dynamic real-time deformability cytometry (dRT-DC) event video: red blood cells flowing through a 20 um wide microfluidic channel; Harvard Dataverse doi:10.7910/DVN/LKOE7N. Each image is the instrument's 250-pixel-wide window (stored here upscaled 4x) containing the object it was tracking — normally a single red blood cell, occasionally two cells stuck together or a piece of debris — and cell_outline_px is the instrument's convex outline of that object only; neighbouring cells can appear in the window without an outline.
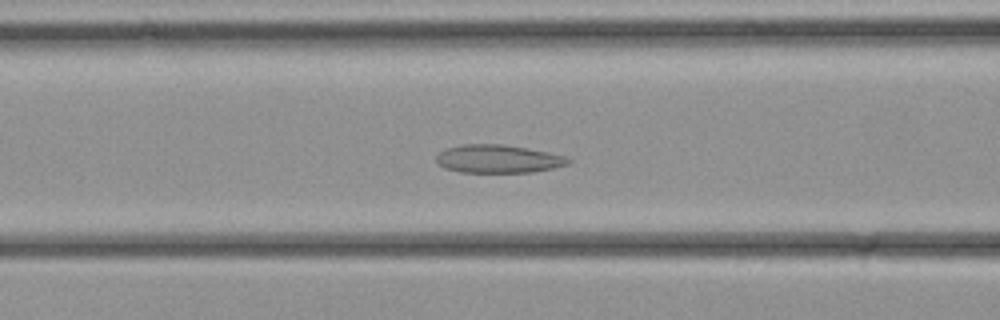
{"species": "common noctule bat (a hibernating species)", "species_latin": "Nyctalus noctula", "temperature_condition": "cold", "stored_images_in_passage": 32, "segment_of_instrument_passage": [1, 2], "camera_frame_rate_fps": 3000, "um_per_image_px": 0.085, "animal": {"sex": "female", "body_mass_g": 21.9}, "frame": {"image": 1, "passage_image": 10, "time_ms": 3.0, "image_size_px": [1000, 320], "cell_outline_px": [[572, 160], [568, 164], [552, 168], [532, 172], [460, 172], [444, 168], [436, 164], [436, 156], [440, 152], [448, 148], [460, 144], [500, 144], [528, 148], [548, 152], [564, 156]], "centroid_in_image_um": [42.31, 13.5], "position_along_channel_um": 124.3, "area_um2": 21.62}}
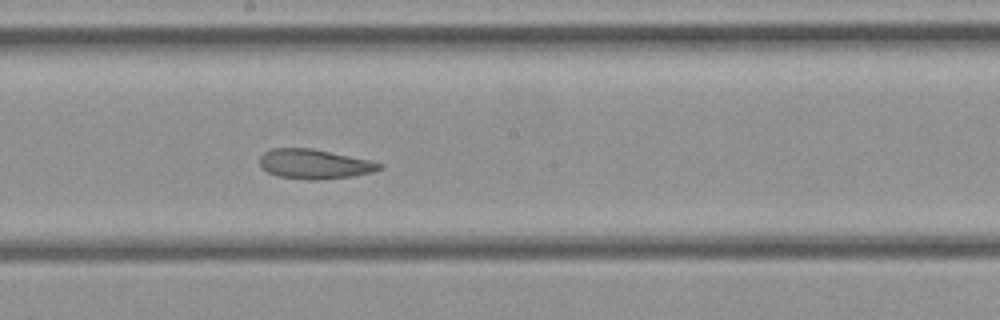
{"frame": {"image": 2, "passage_image": 15, "time_ms": 4.667, "image_size_px": [1000, 320], "cell_outline_px": [[384, 168], [372, 172], [352, 176], [320, 180], [308, 180], [276, 176], [268, 172], [260, 164], [260, 156], [264, 152], [272, 148], [312, 148], [372, 160], [384, 164]], "centroid_in_image_um": [26.76, 13.94], "position_along_channel_um": 221.4, "area_um2": 20.87}}
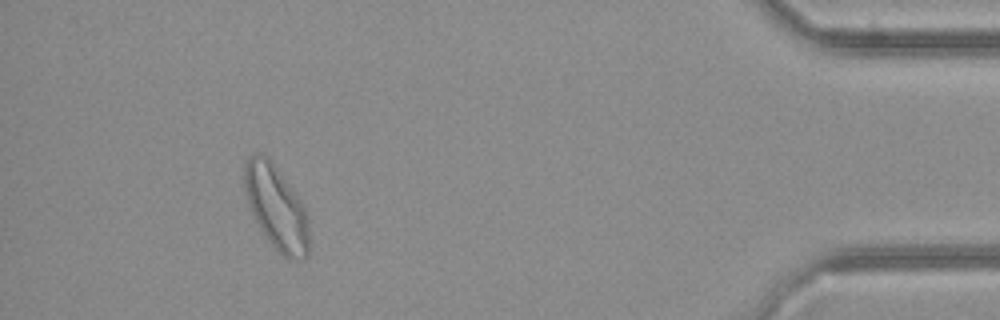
{"frame": {"image": 3, "passage_image": 28, "time_ms": 9.0, "image_size_px": [1000, 320], "cell_outline_px": [[308, 256], [300, 260], [288, 260], [272, 244], [260, 228], [252, 212], [244, 188], [244, 164], [248, 156], [252, 152], [260, 152], [268, 156], [272, 160], [292, 188], [300, 200], [304, 208], [308, 224]], "centroid_in_image_um": [23.47, 17.58], "position_along_channel_um": 411.7, "area_um2": 31.5}}